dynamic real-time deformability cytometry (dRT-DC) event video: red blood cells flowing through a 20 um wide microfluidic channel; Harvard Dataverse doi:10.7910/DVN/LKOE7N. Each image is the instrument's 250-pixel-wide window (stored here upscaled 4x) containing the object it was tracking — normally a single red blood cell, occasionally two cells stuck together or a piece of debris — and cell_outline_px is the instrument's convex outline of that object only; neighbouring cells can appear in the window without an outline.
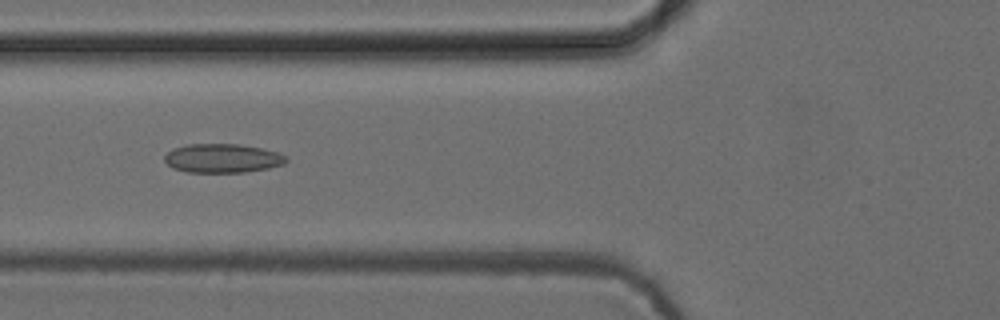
{"species": "common noctule bat (a hibernating species)", "species_latin": "Nyctalus noctula", "temperature_condition": "cold", "stored_images_in_passage": 22, "camera_frame_rate_fps": 3000, "um_per_image_px": 0.085, "animal": {"sex": "female", "body_mass_g": 24.6, "forearm_length_mm": 56.2}, "frame": {"image": 1, "passage_image": 6, "time_ms": 1.667, "image_size_px": [1000, 320], "cell_outline_px": [[288, 160], [284, 164], [268, 168], [244, 172], [188, 172], [172, 168], [164, 160], [164, 156], [172, 148], [188, 144], [240, 144], [260, 148], [276, 152], [288, 156]], "centroid_in_image_um": [18.9, 13.45], "position_along_channel_um": 106.9, "area_um2": 20.52}}
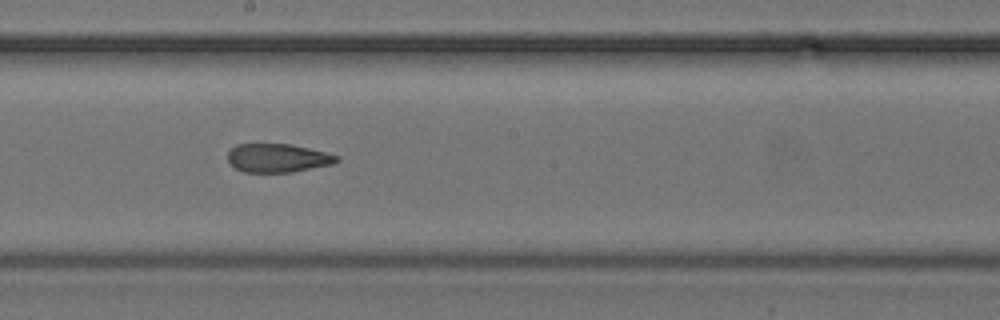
{"frame": {"image": 2, "passage_image": 15, "time_ms": 4.667, "image_size_px": [1000, 320], "cell_outline_px": [[340, 160], [332, 164], [292, 172], [244, 172], [228, 164], [228, 152], [236, 144], [288, 144], [308, 148], [340, 156]], "centroid_in_image_um": [23.58, 13.43], "position_along_channel_um": 224.6, "area_um2": 18.09}}
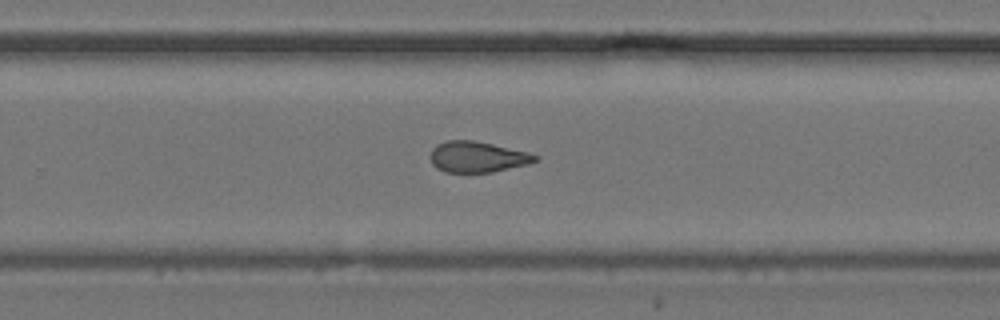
{"frame": {"image": 3, "passage_image": 20, "time_ms": 6.333, "image_size_px": [1000, 320], "cell_outline_px": [[540, 160], [528, 164], [492, 172], [444, 172], [436, 168], [432, 164], [428, 156], [432, 148], [436, 144], [448, 140], [472, 140], [492, 144], [528, 152], [540, 156]], "centroid_in_image_um": [40.56, 13.34], "position_along_channel_um": 289.2, "area_um2": 19.07}}